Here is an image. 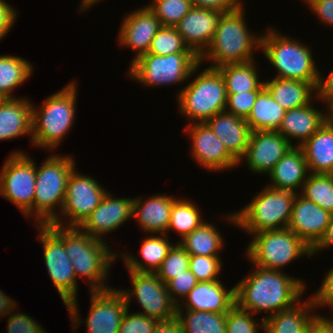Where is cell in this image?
Masks as SVG:
<instances>
[{
	"label": "cell",
	"instance_id": "1",
	"mask_svg": "<svg viewBox=\"0 0 333 333\" xmlns=\"http://www.w3.org/2000/svg\"><path fill=\"white\" fill-rule=\"evenodd\" d=\"M286 273L254 265L253 271L234 285L235 304L254 316L264 312L263 320L290 308L302 300L307 286L304 280Z\"/></svg>",
	"mask_w": 333,
	"mask_h": 333
},
{
	"label": "cell",
	"instance_id": "2",
	"mask_svg": "<svg viewBox=\"0 0 333 333\" xmlns=\"http://www.w3.org/2000/svg\"><path fill=\"white\" fill-rule=\"evenodd\" d=\"M63 243L77 280L84 277L90 291L113 288L108 286L107 278L109 268L114 266L119 255L113 252L107 241L91 237L79 227H63Z\"/></svg>",
	"mask_w": 333,
	"mask_h": 333
},
{
	"label": "cell",
	"instance_id": "3",
	"mask_svg": "<svg viewBox=\"0 0 333 333\" xmlns=\"http://www.w3.org/2000/svg\"><path fill=\"white\" fill-rule=\"evenodd\" d=\"M244 8L221 16L211 44L200 56V63L210 61L208 67L219 68L226 64L256 60L254 51L261 49L262 34L249 30Z\"/></svg>",
	"mask_w": 333,
	"mask_h": 333
},
{
	"label": "cell",
	"instance_id": "4",
	"mask_svg": "<svg viewBox=\"0 0 333 333\" xmlns=\"http://www.w3.org/2000/svg\"><path fill=\"white\" fill-rule=\"evenodd\" d=\"M77 82H69L42 103L32 106L31 144L52 152L72 130L76 115ZM70 130V131H69Z\"/></svg>",
	"mask_w": 333,
	"mask_h": 333
},
{
	"label": "cell",
	"instance_id": "5",
	"mask_svg": "<svg viewBox=\"0 0 333 333\" xmlns=\"http://www.w3.org/2000/svg\"><path fill=\"white\" fill-rule=\"evenodd\" d=\"M287 36L273 27H268L261 36L260 50L277 71L274 77L322 83L323 74L315 64L309 45Z\"/></svg>",
	"mask_w": 333,
	"mask_h": 333
},
{
	"label": "cell",
	"instance_id": "6",
	"mask_svg": "<svg viewBox=\"0 0 333 333\" xmlns=\"http://www.w3.org/2000/svg\"><path fill=\"white\" fill-rule=\"evenodd\" d=\"M296 193L265 186L240 211L227 213L226 222L239 227L250 236L265 230L288 227Z\"/></svg>",
	"mask_w": 333,
	"mask_h": 333
},
{
	"label": "cell",
	"instance_id": "7",
	"mask_svg": "<svg viewBox=\"0 0 333 333\" xmlns=\"http://www.w3.org/2000/svg\"><path fill=\"white\" fill-rule=\"evenodd\" d=\"M75 168L73 155H49L38 167L36 165V186L33 200L34 225L52 223L58 211H62L67 181ZM58 206V207H56ZM58 208V209H57Z\"/></svg>",
	"mask_w": 333,
	"mask_h": 333
},
{
	"label": "cell",
	"instance_id": "8",
	"mask_svg": "<svg viewBox=\"0 0 333 333\" xmlns=\"http://www.w3.org/2000/svg\"><path fill=\"white\" fill-rule=\"evenodd\" d=\"M177 93L178 109L188 124L205 123L215 114L225 111L227 90L225 81L217 68L206 67Z\"/></svg>",
	"mask_w": 333,
	"mask_h": 333
},
{
	"label": "cell",
	"instance_id": "9",
	"mask_svg": "<svg viewBox=\"0 0 333 333\" xmlns=\"http://www.w3.org/2000/svg\"><path fill=\"white\" fill-rule=\"evenodd\" d=\"M250 237L244 252L246 260L264 269L282 271L296 259L312 257V248L288 228L265 230Z\"/></svg>",
	"mask_w": 333,
	"mask_h": 333
},
{
	"label": "cell",
	"instance_id": "10",
	"mask_svg": "<svg viewBox=\"0 0 333 333\" xmlns=\"http://www.w3.org/2000/svg\"><path fill=\"white\" fill-rule=\"evenodd\" d=\"M200 57L195 52H179L166 56L145 53L128 66L129 78L142 87L178 85L196 74Z\"/></svg>",
	"mask_w": 333,
	"mask_h": 333
},
{
	"label": "cell",
	"instance_id": "11",
	"mask_svg": "<svg viewBox=\"0 0 333 333\" xmlns=\"http://www.w3.org/2000/svg\"><path fill=\"white\" fill-rule=\"evenodd\" d=\"M89 292L90 309L85 320H82L79 314L77 298L65 305L69 311L71 324L73 323L72 330H77L82 323H85L86 333H118L122 318L130 307L123 293L115 287Z\"/></svg>",
	"mask_w": 333,
	"mask_h": 333
},
{
	"label": "cell",
	"instance_id": "12",
	"mask_svg": "<svg viewBox=\"0 0 333 333\" xmlns=\"http://www.w3.org/2000/svg\"><path fill=\"white\" fill-rule=\"evenodd\" d=\"M43 246V259L64 305L78 297V283L71 260L63 243V227L55 224L36 225Z\"/></svg>",
	"mask_w": 333,
	"mask_h": 333
},
{
	"label": "cell",
	"instance_id": "13",
	"mask_svg": "<svg viewBox=\"0 0 333 333\" xmlns=\"http://www.w3.org/2000/svg\"><path fill=\"white\" fill-rule=\"evenodd\" d=\"M0 171V196L12 202L27 218L33 219L36 162L24 151H12Z\"/></svg>",
	"mask_w": 333,
	"mask_h": 333
},
{
	"label": "cell",
	"instance_id": "14",
	"mask_svg": "<svg viewBox=\"0 0 333 333\" xmlns=\"http://www.w3.org/2000/svg\"><path fill=\"white\" fill-rule=\"evenodd\" d=\"M76 169L74 168L67 181L61 215H58L50 224L62 227H79L98 207L108 192L107 188H103L102 184H99L95 178L85 176ZM62 216L67 219L62 218Z\"/></svg>",
	"mask_w": 333,
	"mask_h": 333
},
{
	"label": "cell",
	"instance_id": "15",
	"mask_svg": "<svg viewBox=\"0 0 333 333\" xmlns=\"http://www.w3.org/2000/svg\"><path fill=\"white\" fill-rule=\"evenodd\" d=\"M132 285L131 289L119 290L126 298L127 304L131 305L134 298L138 301L142 315L166 321L176 317L177 305L172 301L166 284L155 273L136 272L128 270ZM134 297V298H133Z\"/></svg>",
	"mask_w": 333,
	"mask_h": 333
},
{
	"label": "cell",
	"instance_id": "16",
	"mask_svg": "<svg viewBox=\"0 0 333 333\" xmlns=\"http://www.w3.org/2000/svg\"><path fill=\"white\" fill-rule=\"evenodd\" d=\"M184 131L191 140L190 156L197 165L214 173L239 166L206 123H191L184 127Z\"/></svg>",
	"mask_w": 333,
	"mask_h": 333
},
{
	"label": "cell",
	"instance_id": "17",
	"mask_svg": "<svg viewBox=\"0 0 333 333\" xmlns=\"http://www.w3.org/2000/svg\"><path fill=\"white\" fill-rule=\"evenodd\" d=\"M293 146L278 131H252L239 165L244 162L252 173L266 175Z\"/></svg>",
	"mask_w": 333,
	"mask_h": 333
},
{
	"label": "cell",
	"instance_id": "18",
	"mask_svg": "<svg viewBox=\"0 0 333 333\" xmlns=\"http://www.w3.org/2000/svg\"><path fill=\"white\" fill-rule=\"evenodd\" d=\"M133 199L116 198L107 192L98 207L83 221L79 228L91 237L105 241L112 233L132 218Z\"/></svg>",
	"mask_w": 333,
	"mask_h": 333
},
{
	"label": "cell",
	"instance_id": "19",
	"mask_svg": "<svg viewBox=\"0 0 333 333\" xmlns=\"http://www.w3.org/2000/svg\"><path fill=\"white\" fill-rule=\"evenodd\" d=\"M160 28L159 19L150 8L144 6L127 13L122 18L121 27L118 30V44L135 51L131 63L139 56L148 53L152 39Z\"/></svg>",
	"mask_w": 333,
	"mask_h": 333
},
{
	"label": "cell",
	"instance_id": "20",
	"mask_svg": "<svg viewBox=\"0 0 333 333\" xmlns=\"http://www.w3.org/2000/svg\"><path fill=\"white\" fill-rule=\"evenodd\" d=\"M331 216L329 211L297 193L287 228L313 248L323 237Z\"/></svg>",
	"mask_w": 333,
	"mask_h": 333
},
{
	"label": "cell",
	"instance_id": "21",
	"mask_svg": "<svg viewBox=\"0 0 333 333\" xmlns=\"http://www.w3.org/2000/svg\"><path fill=\"white\" fill-rule=\"evenodd\" d=\"M223 14L216 10L192 7L174 28L184 43L200 57L211 44Z\"/></svg>",
	"mask_w": 333,
	"mask_h": 333
},
{
	"label": "cell",
	"instance_id": "22",
	"mask_svg": "<svg viewBox=\"0 0 333 333\" xmlns=\"http://www.w3.org/2000/svg\"><path fill=\"white\" fill-rule=\"evenodd\" d=\"M234 305L235 287L228 290L221 280L203 281L187 294L177 310L227 313Z\"/></svg>",
	"mask_w": 333,
	"mask_h": 333
},
{
	"label": "cell",
	"instance_id": "23",
	"mask_svg": "<svg viewBox=\"0 0 333 333\" xmlns=\"http://www.w3.org/2000/svg\"><path fill=\"white\" fill-rule=\"evenodd\" d=\"M135 197L133 199L132 218L146 234H167L174 195L155 194L147 199Z\"/></svg>",
	"mask_w": 333,
	"mask_h": 333
},
{
	"label": "cell",
	"instance_id": "24",
	"mask_svg": "<svg viewBox=\"0 0 333 333\" xmlns=\"http://www.w3.org/2000/svg\"><path fill=\"white\" fill-rule=\"evenodd\" d=\"M205 123L222 141L228 153L239 163L246 153L252 132L246 119L224 111L215 114Z\"/></svg>",
	"mask_w": 333,
	"mask_h": 333
},
{
	"label": "cell",
	"instance_id": "25",
	"mask_svg": "<svg viewBox=\"0 0 333 333\" xmlns=\"http://www.w3.org/2000/svg\"><path fill=\"white\" fill-rule=\"evenodd\" d=\"M326 120L327 112L315 108L311 102L306 106L286 110L277 131L292 145L297 140V146H301Z\"/></svg>",
	"mask_w": 333,
	"mask_h": 333
},
{
	"label": "cell",
	"instance_id": "26",
	"mask_svg": "<svg viewBox=\"0 0 333 333\" xmlns=\"http://www.w3.org/2000/svg\"><path fill=\"white\" fill-rule=\"evenodd\" d=\"M309 174L303 150L294 144L267 174L271 180L267 186L297 194L301 192Z\"/></svg>",
	"mask_w": 333,
	"mask_h": 333
},
{
	"label": "cell",
	"instance_id": "27",
	"mask_svg": "<svg viewBox=\"0 0 333 333\" xmlns=\"http://www.w3.org/2000/svg\"><path fill=\"white\" fill-rule=\"evenodd\" d=\"M307 298L303 302L299 300L290 308L284 309L264 320V332L310 333L314 321L322 313L316 312L317 308L314 306L312 296Z\"/></svg>",
	"mask_w": 333,
	"mask_h": 333
},
{
	"label": "cell",
	"instance_id": "28",
	"mask_svg": "<svg viewBox=\"0 0 333 333\" xmlns=\"http://www.w3.org/2000/svg\"><path fill=\"white\" fill-rule=\"evenodd\" d=\"M32 106L27 97L0 99V141L31 137Z\"/></svg>",
	"mask_w": 333,
	"mask_h": 333
},
{
	"label": "cell",
	"instance_id": "29",
	"mask_svg": "<svg viewBox=\"0 0 333 333\" xmlns=\"http://www.w3.org/2000/svg\"><path fill=\"white\" fill-rule=\"evenodd\" d=\"M264 87L285 110L306 106L320 94L322 83H309L295 79L271 78Z\"/></svg>",
	"mask_w": 333,
	"mask_h": 333
},
{
	"label": "cell",
	"instance_id": "30",
	"mask_svg": "<svg viewBox=\"0 0 333 333\" xmlns=\"http://www.w3.org/2000/svg\"><path fill=\"white\" fill-rule=\"evenodd\" d=\"M300 147L309 173L333 175V124L326 120Z\"/></svg>",
	"mask_w": 333,
	"mask_h": 333
},
{
	"label": "cell",
	"instance_id": "31",
	"mask_svg": "<svg viewBox=\"0 0 333 333\" xmlns=\"http://www.w3.org/2000/svg\"><path fill=\"white\" fill-rule=\"evenodd\" d=\"M167 236V234H150L148 237L146 235L139 249L141 260L128 251L121 253L120 257L123 258L127 270L155 273L173 247L172 244H175L170 242Z\"/></svg>",
	"mask_w": 333,
	"mask_h": 333
},
{
	"label": "cell",
	"instance_id": "32",
	"mask_svg": "<svg viewBox=\"0 0 333 333\" xmlns=\"http://www.w3.org/2000/svg\"><path fill=\"white\" fill-rule=\"evenodd\" d=\"M255 60L245 63L226 64L217 68L224 81L227 93H243L261 91L264 81H261Z\"/></svg>",
	"mask_w": 333,
	"mask_h": 333
},
{
	"label": "cell",
	"instance_id": "33",
	"mask_svg": "<svg viewBox=\"0 0 333 333\" xmlns=\"http://www.w3.org/2000/svg\"><path fill=\"white\" fill-rule=\"evenodd\" d=\"M285 109L278 104L264 87L257 96L246 122L252 131H277L285 114Z\"/></svg>",
	"mask_w": 333,
	"mask_h": 333
},
{
	"label": "cell",
	"instance_id": "34",
	"mask_svg": "<svg viewBox=\"0 0 333 333\" xmlns=\"http://www.w3.org/2000/svg\"><path fill=\"white\" fill-rule=\"evenodd\" d=\"M215 225L205 221L178 243L189 255L221 256L219 252L224 249L225 243Z\"/></svg>",
	"mask_w": 333,
	"mask_h": 333
},
{
	"label": "cell",
	"instance_id": "35",
	"mask_svg": "<svg viewBox=\"0 0 333 333\" xmlns=\"http://www.w3.org/2000/svg\"><path fill=\"white\" fill-rule=\"evenodd\" d=\"M34 66L28 60L14 55H0V99L16 98L12 94L33 74Z\"/></svg>",
	"mask_w": 333,
	"mask_h": 333
},
{
	"label": "cell",
	"instance_id": "36",
	"mask_svg": "<svg viewBox=\"0 0 333 333\" xmlns=\"http://www.w3.org/2000/svg\"><path fill=\"white\" fill-rule=\"evenodd\" d=\"M176 318L184 333H226V313L177 310Z\"/></svg>",
	"mask_w": 333,
	"mask_h": 333
},
{
	"label": "cell",
	"instance_id": "37",
	"mask_svg": "<svg viewBox=\"0 0 333 333\" xmlns=\"http://www.w3.org/2000/svg\"><path fill=\"white\" fill-rule=\"evenodd\" d=\"M201 212L202 210L200 211L198 205L191 199L177 198L172 204L167 235L169 236L170 230L176 231L180 236L179 239L182 240L205 222Z\"/></svg>",
	"mask_w": 333,
	"mask_h": 333
},
{
	"label": "cell",
	"instance_id": "38",
	"mask_svg": "<svg viewBox=\"0 0 333 333\" xmlns=\"http://www.w3.org/2000/svg\"><path fill=\"white\" fill-rule=\"evenodd\" d=\"M300 194L333 214V175L310 173Z\"/></svg>",
	"mask_w": 333,
	"mask_h": 333
},
{
	"label": "cell",
	"instance_id": "39",
	"mask_svg": "<svg viewBox=\"0 0 333 333\" xmlns=\"http://www.w3.org/2000/svg\"><path fill=\"white\" fill-rule=\"evenodd\" d=\"M179 52H194L183 41L182 36L174 27H162L152 39L148 53L166 56Z\"/></svg>",
	"mask_w": 333,
	"mask_h": 333
},
{
	"label": "cell",
	"instance_id": "40",
	"mask_svg": "<svg viewBox=\"0 0 333 333\" xmlns=\"http://www.w3.org/2000/svg\"><path fill=\"white\" fill-rule=\"evenodd\" d=\"M150 10L159 19L162 27H175V25L192 8L191 0H161L150 5Z\"/></svg>",
	"mask_w": 333,
	"mask_h": 333
},
{
	"label": "cell",
	"instance_id": "41",
	"mask_svg": "<svg viewBox=\"0 0 333 333\" xmlns=\"http://www.w3.org/2000/svg\"><path fill=\"white\" fill-rule=\"evenodd\" d=\"M189 259L190 255L176 242L162 261V264L155 271V274L166 284L176 275L183 274L184 271L189 270Z\"/></svg>",
	"mask_w": 333,
	"mask_h": 333
},
{
	"label": "cell",
	"instance_id": "42",
	"mask_svg": "<svg viewBox=\"0 0 333 333\" xmlns=\"http://www.w3.org/2000/svg\"><path fill=\"white\" fill-rule=\"evenodd\" d=\"M254 315L236 304L226 313V333H259L264 330V320H254ZM261 320V321H260Z\"/></svg>",
	"mask_w": 333,
	"mask_h": 333
},
{
	"label": "cell",
	"instance_id": "43",
	"mask_svg": "<svg viewBox=\"0 0 333 333\" xmlns=\"http://www.w3.org/2000/svg\"><path fill=\"white\" fill-rule=\"evenodd\" d=\"M222 263L220 256L190 255L189 270L199 282L216 281L221 279Z\"/></svg>",
	"mask_w": 333,
	"mask_h": 333
},
{
	"label": "cell",
	"instance_id": "44",
	"mask_svg": "<svg viewBox=\"0 0 333 333\" xmlns=\"http://www.w3.org/2000/svg\"><path fill=\"white\" fill-rule=\"evenodd\" d=\"M259 92L227 93L225 111L246 119L251 112Z\"/></svg>",
	"mask_w": 333,
	"mask_h": 333
},
{
	"label": "cell",
	"instance_id": "45",
	"mask_svg": "<svg viewBox=\"0 0 333 333\" xmlns=\"http://www.w3.org/2000/svg\"><path fill=\"white\" fill-rule=\"evenodd\" d=\"M128 310L122 318L118 333H153L159 320Z\"/></svg>",
	"mask_w": 333,
	"mask_h": 333
},
{
	"label": "cell",
	"instance_id": "46",
	"mask_svg": "<svg viewBox=\"0 0 333 333\" xmlns=\"http://www.w3.org/2000/svg\"><path fill=\"white\" fill-rule=\"evenodd\" d=\"M198 282L195 275L190 270H187L183 274L176 275L169 280L166 283V287L172 301L178 306Z\"/></svg>",
	"mask_w": 333,
	"mask_h": 333
},
{
	"label": "cell",
	"instance_id": "47",
	"mask_svg": "<svg viewBox=\"0 0 333 333\" xmlns=\"http://www.w3.org/2000/svg\"><path fill=\"white\" fill-rule=\"evenodd\" d=\"M17 306L7 315V333H47L31 316L15 311Z\"/></svg>",
	"mask_w": 333,
	"mask_h": 333
},
{
	"label": "cell",
	"instance_id": "48",
	"mask_svg": "<svg viewBox=\"0 0 333 333\" xmlns=\"http://www.w3.org/2000/svg\"><path fill=\"white\" fill-rule=\"evenodd\" d=\"M313 294L311 296L316 308L321 309L320 307L326 306V308H331L333 312V266L325 273L321 286Z\"/></svg>",
	"mask_w": 333,
	"mask_h": 333
},
{
	"label": "cell",
	"instance_id": "49",
	"mask_svg": "<svg viewBox=\"0 0 333 333\" xmlns=\"http://www.w3.org/2000/svg\"><path fill=\"white\" fill-rule=\"evenodd\" d=\"M243 0H191L192 7L230 13L245 6Z\"/></svg>",
	"mask_w": 333,
	"mask_h": 333
},
{
	"label": "cell",
	"instance_id": "50",
	"mask_svg": "<svg viewBox=\"0 0 333 333\" xmlns=\"http://www.w3.org/2000/svg\"><path fill=\"white\" fill-rule=\"evenodd\" d=\"M306 5L321 23L333 26V0H310Z\"/></svg>",
	"mask_w": 333,
	"mask_h": 333
},
{
	"label": "cell",
	"instance_id": "51",
	"mask_svg": "<svg viewBox=\"0 0 333 333\" xmlns=\"http://www.w3.org/2000/svg\"><path fill=\"white\" fill-rule=\"evenodd\" d=\"M17 13L15 7L7 3L6 0H0V41L9 34L8 32L15 25Z\"/></svg>",
	"mask_w": 333,
	"mask_h": 333
},
{
	"label": "cell",
	"instance_id": "52",
	"mask_svg": "<svg viewBox=\"0 0 333 333\" xmlns=\"http://www.w3.org/2000/svg\"><path fill=\"white\" fill-rule=\"evenodd\" d=\"M333 246V214L320 241L312 248V256Z\"/></svg>",
	"mask_w": 333,
	"mask_h": 333
},
{
	"label": "cell",
	"instance_id": "53",
	"mask_svg": "<svg viewBox=\"0 0 333 333\" xmlns=\"http://www.w3.org/2000/svg\"><path fill=\"white\" fill-rule=\"evenodd\" d=\"M153 333H184L179 320L174 319L159 321L154 328Z\"/></svg>",
	"mask_w": 333,
	"mask_h": 333
},
{
	"label": "cell",
	"instance_id": "54",
	"mask_svg": "<svg viewBox=\"0 0 333 333\" xmlns=\"http://www.w3.org/2000/svg\"><path fill=\"white\" fill-rule=\"evenodd\" d=\"M310 333H333V318L320 315L314 321Z\"/></svg>",
	"mask_w": 333,
	"mask_h": 333
},
{
	"label": "cell",
	"instance_id": "55",
	"mask_svg": "<svg viewBox=\"0 0 333 333\" xmlns=\"http://www.w3.org/2000/svg\"><path fill=\"white\" fill-rule=\"evenodd\" d=\"M7 295L0 290V318L7 316L18 305L16 300Z\"/></svg>",
	"mask_w": 333,
	"mask_h": 333
},
{
	"label": "cell",
	"instance_id": "56",
	"mask_svg": "<svg viewBox=\"0 0 333 333\" xmlns=\"http://www.w3.org/2000/svg\"><path fill=\"white\" fill-rule=\"evenodd\" d=\"M320 94L322 97H333V70L326 78H322Z\"/></svg>",
	"mask_w": 333,
	"mask_h": 333
},
{
	"label": "cell",
	"instance_id": "57",
	"mask_svg": "<svg viewBox=\"0 0 333 333\" xmlns=\"http://www.w3.org/2000/svg\"><path fill=\"white\" fill-rule=\"evenodd\" d=\"M316 99L317 101H322L325 107L327 106L325 109L327 111V120L333 124V97H322L319 94Z\"/></svg>",
	"mask_w": 333,
	"mask_h": 333
},
{
	"label": "cell",
	"instance_id": "58",
	"mask_svg": "<svg viewBox=\"0 0 333 333\" xmlns=\"http://www.w3.org/2000/svg\"><path fill=\"white\" fill-rule=\"evenodd\" d=\"M102 0H81L80 2V9L79 11L81 12H86L89 9L93 7V5L98 4L99 2L101 3Z\"/></svg>",
	"mask_w": 333,
	"mask_h": 333
},
{
	"label": "cell",
	"instance_id": "59",
	"mask_svg": "<svg viewBox=\"0 0 333 333\" xmlns=\"http://www.w3.org/2000/svg\"><path fill=\"white\" fill-rule=\"evenodd\" d=\"M155 1H161V0H152L151 1V4H147L146 6H144V7H147V8H149L150 7V5H152Z\"/></svg>",
	"mask_w": 333,
	"mask_h": 333
},
{
	"label": "cell",
	"instance_id": "60",
	"mask_svg": "<svg viewBox=\"0 0 333 333\" xmlns=\"http://www.w3.org/2000/svg\"><path fill=\"white\" fill-rule=\"evenodd\" d=\"M302 1L306 2L305 4H307L310 0H302Z\"/></svg>",
	"mask_w": 333,
	"mask_h": 333
}]
</instances>
